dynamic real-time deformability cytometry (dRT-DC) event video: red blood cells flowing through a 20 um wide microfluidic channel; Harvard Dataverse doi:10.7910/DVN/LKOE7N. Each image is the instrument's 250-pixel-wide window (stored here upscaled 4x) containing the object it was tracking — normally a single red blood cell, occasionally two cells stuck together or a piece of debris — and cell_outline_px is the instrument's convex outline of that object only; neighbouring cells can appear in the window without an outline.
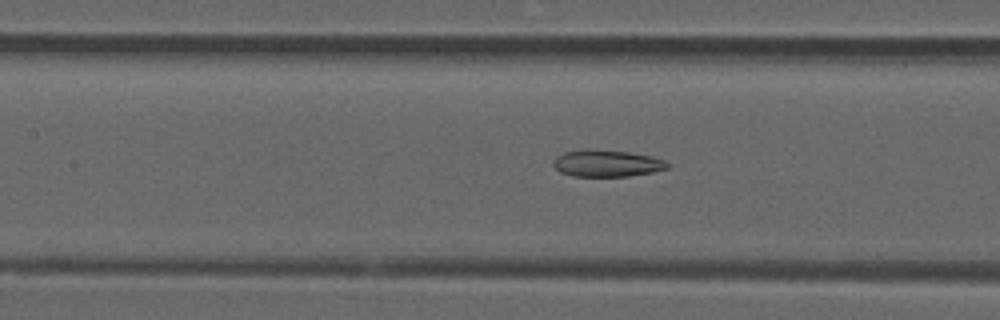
{"species": "common noctule bat (a hibernating species)", "species_latin": "Nyctalus noctula", "temperature_condition": "room temperature", "stored_images_in_passage": 46, "camera_frame_rate_fps": 3000, "um_per_image_px": 0.085, "animal": {"sex": "male", "forearm_length_mm": 52.5}, "frame": {"image": 1, "passage_image": 17, "time_ms": 5.333, "image_size_px": [1000, 320], "cell_outline_px": [[668, 168], [652, 172], [628, 176], [572, 176], [560, 172], [552, 164], [552, 160], [556, 156], [564, 152], [628, 152], [652, 156], [664, 160], [668, 164]], "centroid_in_image_um": [51.59, 13.93], "position_along_channel_um": 155.8, "area_um2": 16.99}}
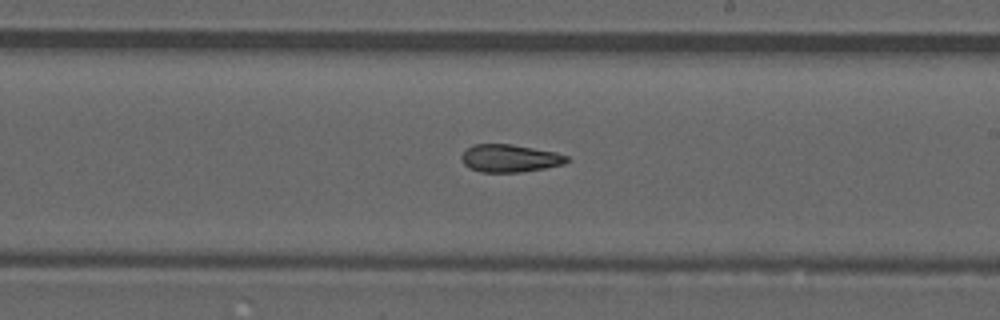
{"frame": {"image": 2, "passage_image": 24, "time_ms": 7.667, "image_size_px": [1000, 320], "cell_outline_px": [[568, 160], [564, 164], [544, 168], [520, 172], [480, 172], [468, 168], [464, 164], [460, 156], [472, 144], [512, 144], [556, 152], [568, 156]], "centroid_in_image_um": [43.31, 13.45], "position_along_channel_um": 245.7, "area_um2": 16.99}}
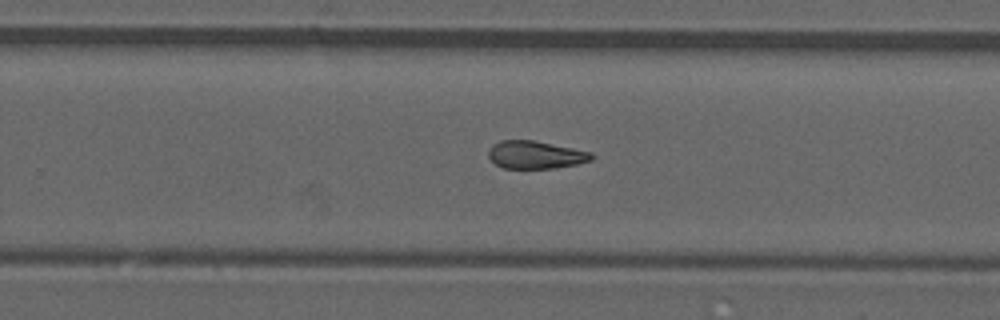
{"frame": {"image": 3, "passage_image": 27, "time_ms": 8.667, "image_size_px": [1000, 320], "cell_outline_px": [[596, 156], [592, 160], [576, 164], [556, 168], [504, 168], [496, 164], [488, 156], [488, 152], [492, 144], [500, 140], [532, 140], [592, 152]], "centroid_in_image_um": [45.53, 13.16], "position_along_channel_um": 284.3, "area_um2": 16.65}, "authors_computed_cell_mechanics": {"area_um2": 17.4556, "velocity_mm_per_s": 3.8681, "shape_relaxation_time_tau1_ms": null, "shape_relaxation_time_tau2_ms": 6.1074, "deformation_change_tau1": null, "deformation_change_tau2": 0.1628}}